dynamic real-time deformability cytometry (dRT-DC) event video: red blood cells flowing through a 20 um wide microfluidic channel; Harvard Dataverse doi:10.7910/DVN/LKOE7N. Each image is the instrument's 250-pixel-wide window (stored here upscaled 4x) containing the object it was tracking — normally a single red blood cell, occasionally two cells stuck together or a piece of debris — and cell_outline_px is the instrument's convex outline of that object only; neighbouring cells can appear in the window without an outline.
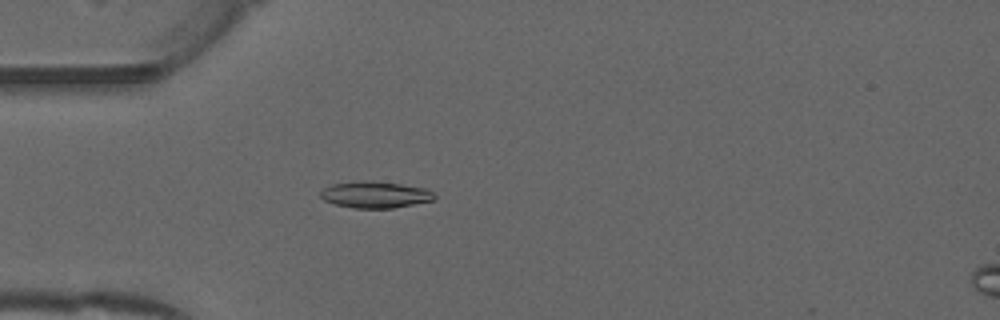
{"species": "common noctule bat (a hibernating species)", "species_latin": "Nyctalus noctula", "temperature_condition": "warm", "stored_images_in_passage": 50, "camera_frame_rate_fps": 3000, "um_per_image_px": 0.085, "animal": {"sex": "male", "forearm_length_mm": 52.5}, "frame": {"image": 1, "passage_image": 14, "time_ms": 4.333, "image_size_px": [1000, 320], "cell_outline_px": [[436, 200], [392, 208], [352, 208], [336, 204], [324, 200], [320, 196], [320, 192], [324, 188], [332, 184], [360, 180], [400, 184], [428, 188], [436, 196]], "centroid_in_image_um": [31.91, 16.55], "position_along_channel_um": 53.1, "area_um2": 17.63}}
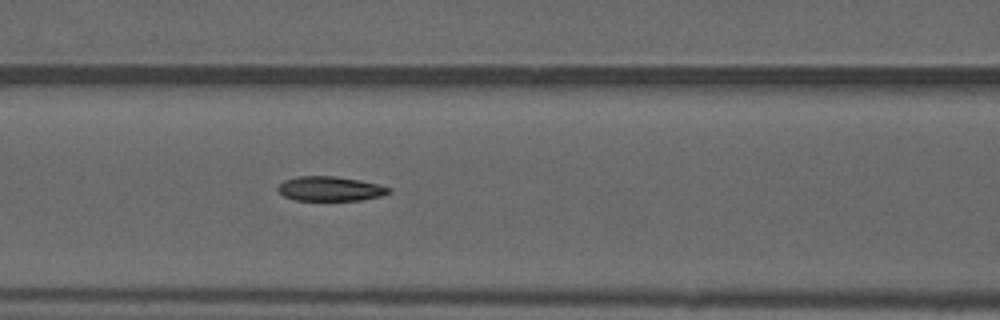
{"frame": {"image": 2, "passage_image": 21, "time_ms": 6.667, "image_size_px": [1000, 320], "cell_outline_px": [[392, 188], [388, 192], [380, 196], [360, 200], [296, 200], [284, 196], [276, 188], [284, 180], [296, 176], [336, 176], [360, 180], [380, 184]], "centroid_in_image_um": [28.05, 16.03], "position_along_channel_um": 138.5, "area_um2": 15.84}}
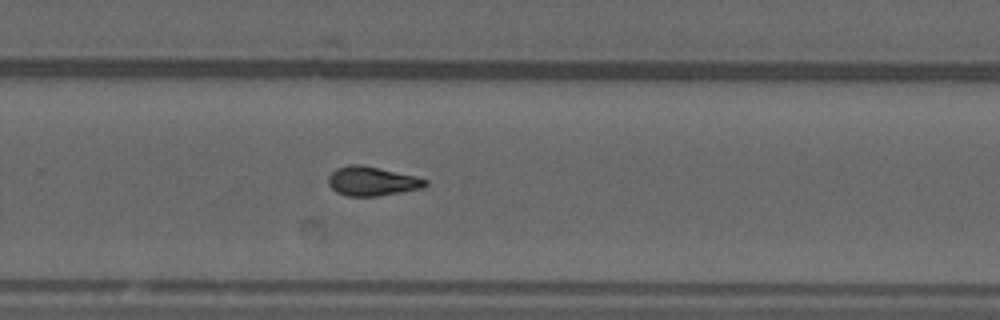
{"frame": {"image": 3, "passage_image": 33, "time_ms": 10.667, "image_size_px": [1000, 320], "cell_outline_px": [[428, 184], [424, 188], [380, 196], [348, 196], [336, 192], [328, 184], [328, 176], [336, 168], [348, 164], [360, 164], [380, 168], [416, 176], [428, 180]], "centroid_in_image_um": [31.63, 15.4], "position_along_channel_um": 298.2, "area_um2": 16.7}, "authors_computed_cell_mechanics": {"area_um2": 16.5308, "velocity_mm_per_s": 4.0066, "shape_relaxation_time_tau1_ms": 10.8446, "shape_relaxation_time_tau2_ms": 3.071, "deformation_change_tau1": 0.2626, "deformation_change_tau2": 0.0895}}